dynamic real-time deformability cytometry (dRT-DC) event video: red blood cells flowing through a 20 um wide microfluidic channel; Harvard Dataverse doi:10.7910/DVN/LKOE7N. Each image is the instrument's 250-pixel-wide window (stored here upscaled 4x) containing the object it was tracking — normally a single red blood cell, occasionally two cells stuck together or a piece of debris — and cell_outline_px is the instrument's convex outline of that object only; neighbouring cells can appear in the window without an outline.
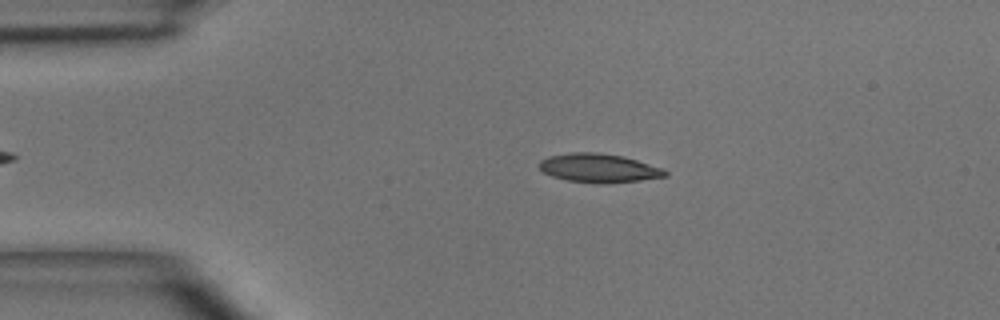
{"species": "common noctule bat (a hibernating species)", "species_latin": "Nyctalus noctula", "temperature_condition": "room temperature", "stored_images_in_passage": 4, "camera_frame_rate_fps": 3000, "um_per_image_px": 0.085, "animal": {"sex": "male", "body_mass_g": 15.6}, "frame": {"image": 1, "passage_image": 3, "time_ms": 2.333, "image_size_px": [1000, 320], "cell_outline_px": [[668, 176], [640, 180], [596, 184], [568, 180], [552, 176], [544, 172], [540, 168], [540, 160], [548, 156], [568, 152], [596, 152], [624, 156], [664, 168], [668, 172]], "centroid_in_image_um": [50.92, 14.27], "position_along_channel_um": 34.1, "area_um2": 21.21}}